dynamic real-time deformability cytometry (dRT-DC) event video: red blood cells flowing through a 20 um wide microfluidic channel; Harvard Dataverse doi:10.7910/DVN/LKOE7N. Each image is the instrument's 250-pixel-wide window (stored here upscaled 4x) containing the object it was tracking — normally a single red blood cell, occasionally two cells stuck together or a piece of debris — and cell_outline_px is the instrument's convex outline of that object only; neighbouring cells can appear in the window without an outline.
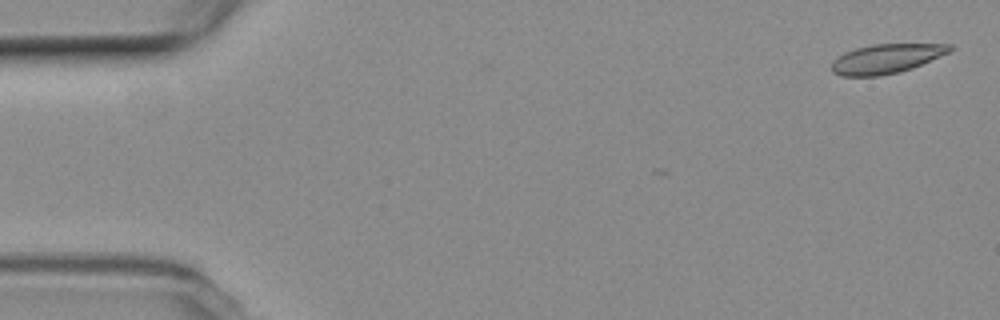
{"species": "common noctule bat (a hibernating species)", "species_latin": "Nyctalus noctula", "temperature_condition": "room temperature", "stored_images_in_passage": 2, "camera_frame_rate_fps": 3000, "um_per_image_px": 0.085, "animal": {"sex": "female", "body_mass_g": 19.3, "forearm_length_mm": 54.1}, "frame": {"image": 1, "passage_image": 2, "time_ms": 0.333, "image_size_px": [1000, 320], "cell_outline_px": [[956, 48], [948, 52], [912, 68], [900, 72], [880, 76], [840, 76], [832, 72], [832, 60], [836, 56], [844, 52], [856, 48], [876, 44], [952, 44]], "centroid_in_image_um": [75.3, 4.99], "position_along_channel_um": 9.7, "area_um2": 20.23}}